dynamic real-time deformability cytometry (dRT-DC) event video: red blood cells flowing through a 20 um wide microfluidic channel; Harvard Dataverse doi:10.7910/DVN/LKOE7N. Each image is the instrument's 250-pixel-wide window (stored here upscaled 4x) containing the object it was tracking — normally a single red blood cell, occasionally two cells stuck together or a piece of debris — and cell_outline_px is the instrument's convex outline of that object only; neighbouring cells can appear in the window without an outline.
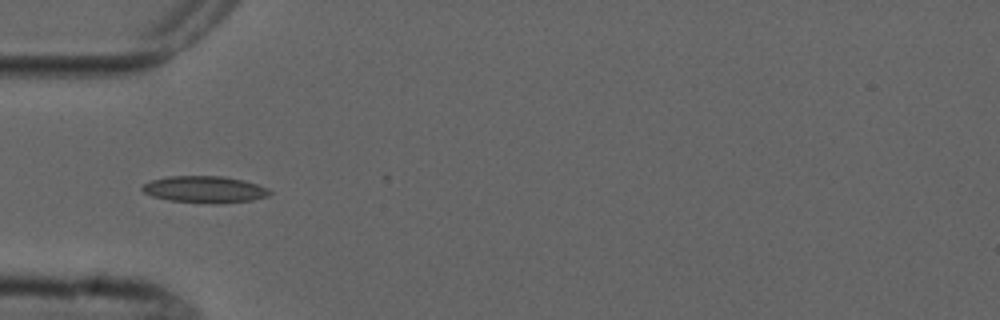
{"species": "common noctule bat (a hibernating species)", "species_latin": "Nyctalus noctula", "temperature_condition": "cold", "stored_images_in_passage": 4, "camera_frame_rate_fps": 3000, "um_per_image_px": 0.085, "animal": {"sex": "male", "forearm_length_mm": 52.5}, "frame": {"image": 1, "passage_image": 2, "time_ms": 1.0, "image_size_px": [1000, 320], "cell_outline_px": [[272, 192], [268, 196], [252, 200], [216, 204], [212, 204], [168, 200], [152, 196], [144, 192], [140, 188], [144, 184], [152, 180], [168, 176], [224, 176], [244, 180], [268, 188]], "centroid_in_image_um": [17.41, 16.1], "position_along_channel_um": 67.6, "area_um2": 19.94}}
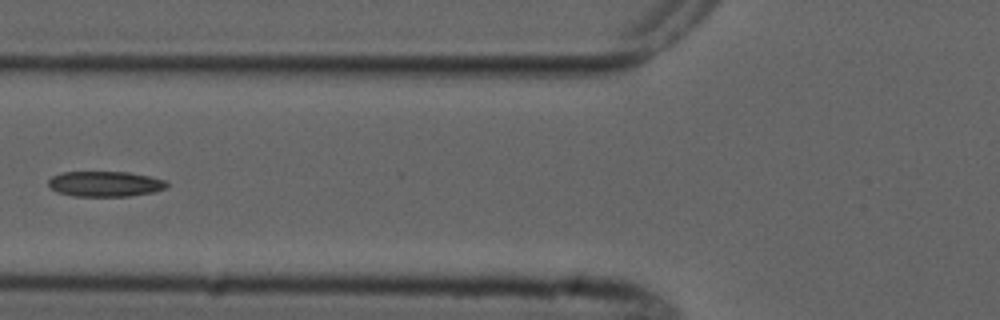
{"frame": {"image": 2, "passage_image": 3, "time_ms": 2.333, "image_size_px": [1000, 320], "cell_outline_px": [[168, 188], [152, 192], [128, 196], [72, 196], [56, 192], [48, 184], [48, 180], [52, 176], [60, 172], [128, 172], [168, 180]], "centroid_in_image_um": [8.94, 15.63], "position_along_channel_um": 116.9, "area_um2": 17.63}}
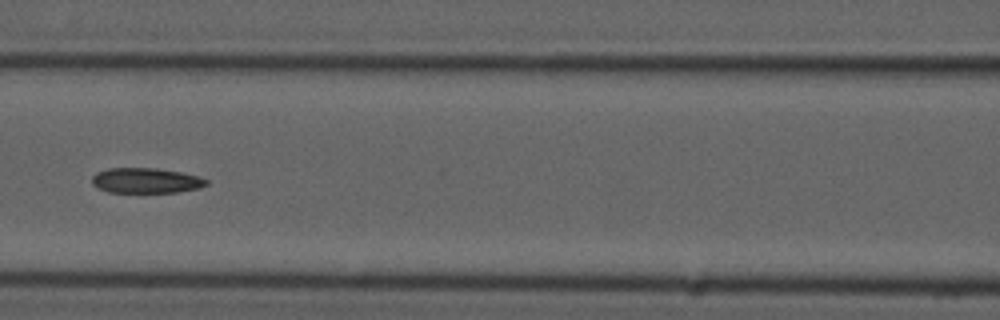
{"frame": {"image": 3, "passage_image": 4, "time_ms": 3.333, "image_size_px": [1000, 320], "cell_outline_px": [[208, 184], [200, 188], [176, 192], [108, 192], [92, 184], [92, 176], [96, 172], [108, 168], [156, 168], [180, 172], [200, 176], [208, 180]], "centroid_in_image_um": [12.42, 15.34], "position_along_channel_um": 154.2, "area_um2": 16.82}}